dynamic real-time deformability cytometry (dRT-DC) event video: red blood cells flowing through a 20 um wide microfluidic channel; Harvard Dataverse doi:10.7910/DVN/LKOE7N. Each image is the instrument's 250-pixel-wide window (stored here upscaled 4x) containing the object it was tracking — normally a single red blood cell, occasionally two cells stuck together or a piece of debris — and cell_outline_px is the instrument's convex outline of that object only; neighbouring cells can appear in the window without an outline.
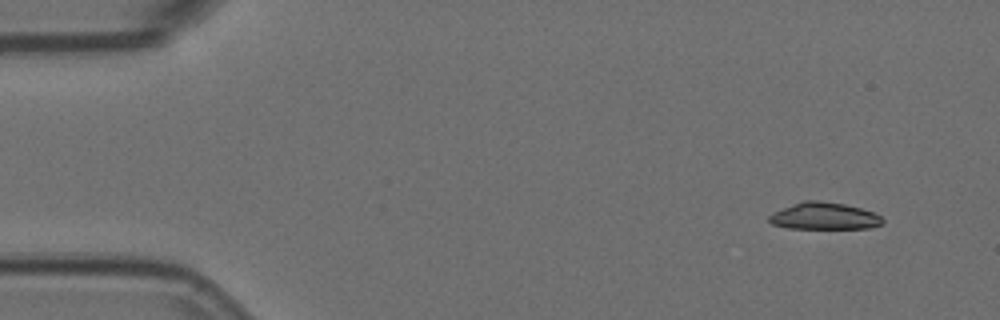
{"species": "Egyptian fruit bat (a non-hibernating species)", "species_latin": "Rousettus aegyptiacus", "temperature_condition": "room temperature", "stored_images_in_passage": 6, "camera_frame_rate_fps": 3000, "um_per_image_px": 0.085, "animal": {"sex": "female"}, "frame": {"image": 1, "passage_image": 1, "time_ms": 0.0, "image_size_px": [1000, 320], "cell_outline_px": [[884, 224], [868, 228], [788, 228], [772, 224], [768, 220], [768, 216], [784, 208], [804, 200], [816, 200], [844, 204], [860, 208], [872, 212], [880, 216], [884, 220]], "centroid_in_image_um": [70.08, 18.37], "position_along_channel_um": 14.9, "area_um2": 17.57}}
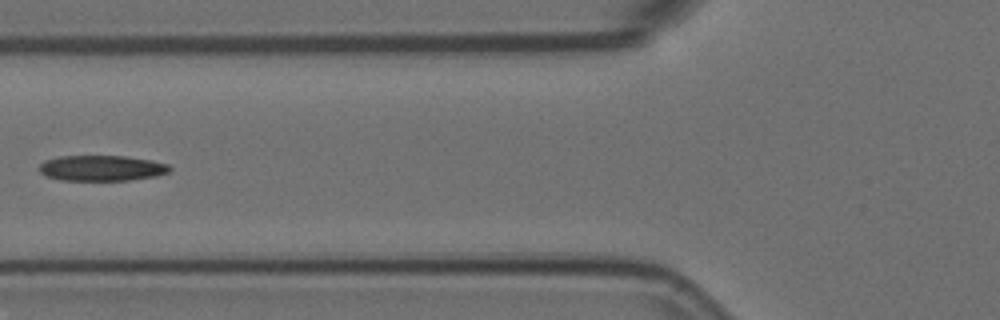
{"frame": {"image": 2, "passage_image": 5, "time_ms": 1.333, "image_size_px": [1000, 320], "cell_outline_px": [[172, 168], [168, 172], [156, 176], [128, 180], [60, 180], [48, 176], [40, 172], [40, 164], [44, 160], [60, 156], [124, 156], [152, 160], [168, 164]], "centroid_in_image_um": [8.66, 14.28], "position_along_channel_um": 117.1, "area_um2": 19.36}}
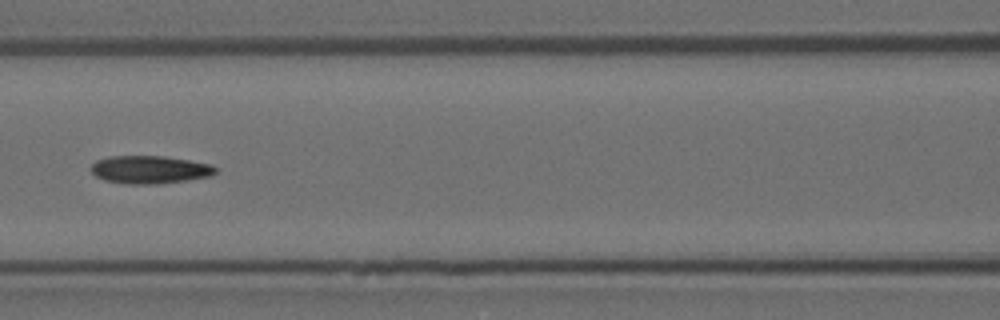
{"frame": {"image": 3, "passage_image": 6, "time_ms": 1.667, "image_size_px": [1000, 320], "cell_outline_px": [[216, 172], [212, 176], [188, 180], [156, 184], [128, 184], [104, 180], [96, 176], [92, 172], [92, 164], [96, 160], [108, 156], [164, 156], [212, 164], [216, 168]], "centroid_in_image_um": [12.74, 14.42], "position_along_channel_um": 153.9, "area_um2": 20.29}}